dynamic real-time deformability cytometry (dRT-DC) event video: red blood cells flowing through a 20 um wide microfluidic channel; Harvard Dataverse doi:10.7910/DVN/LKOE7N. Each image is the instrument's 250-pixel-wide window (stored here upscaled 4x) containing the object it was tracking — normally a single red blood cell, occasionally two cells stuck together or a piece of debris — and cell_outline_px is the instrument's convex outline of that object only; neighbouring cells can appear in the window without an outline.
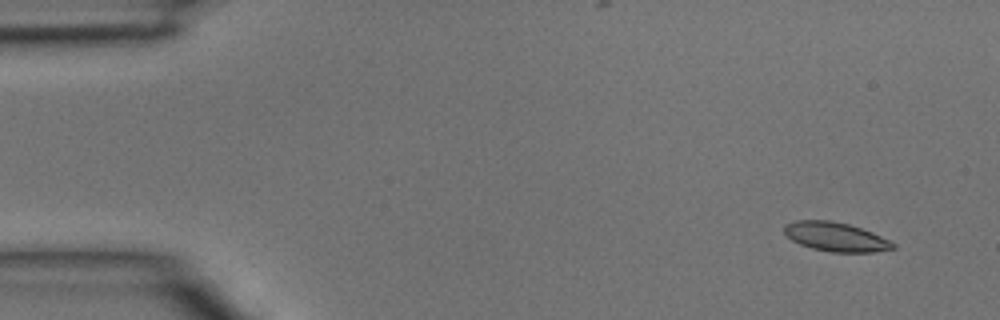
{"species": "common noctule bat (a hibernating species)", "species_latin": "Nyctalus noctula", "temperature_condition": "room temperature", "stored_images_in_passage": 4, "camera_frame_rate_fps": 3000, "um_per_image_px": 0.085, "animal": {"sex": "male", "body_mass_g": 15.6}, "frame": {"image": 1, "passage_image": 1, "time_ms": 0.0, "image_size_px": [1000, 320], "cell_outline_px": [[896, 248], [872, 252], [832, 252], [812, 248], [800, 244], [792, 240], [784, 232], [784, 224], [796, 220], [832, 220], [848, 224], [872, 232], [896, 244]], "centroid_in_image_um": [71.02, 20.12], "position_along_channel_um": 14.0, "area_um2": 18.32}}
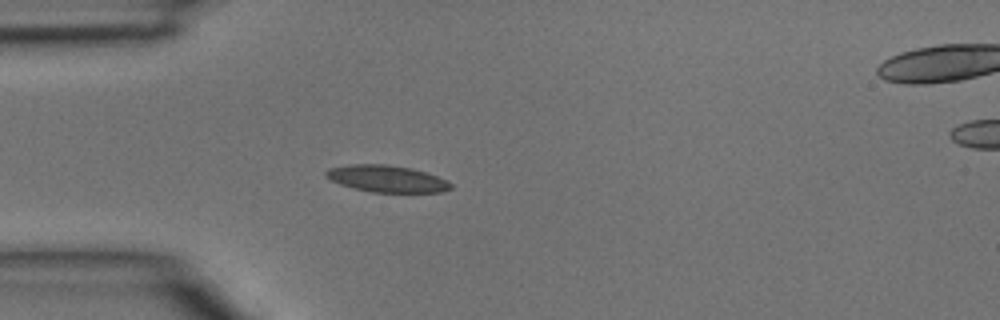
{"frame": {"image": 2, "passage_image": 3, "time_ms": 0.667, "image_size_px": [1000, 320], "cell_outline_px": [[452, 188], [440, 192], [372, 192], [352, 188], [340, 184], [324, 176], [324, 172], [328, 168], [348, 164], [388, 164], [412, 168], [436, 176], [452, 184]], "centroid_in_image_um": [32.82, 15.18], "position_along_channel_um": 52.2, "area_um2": 19.48}}